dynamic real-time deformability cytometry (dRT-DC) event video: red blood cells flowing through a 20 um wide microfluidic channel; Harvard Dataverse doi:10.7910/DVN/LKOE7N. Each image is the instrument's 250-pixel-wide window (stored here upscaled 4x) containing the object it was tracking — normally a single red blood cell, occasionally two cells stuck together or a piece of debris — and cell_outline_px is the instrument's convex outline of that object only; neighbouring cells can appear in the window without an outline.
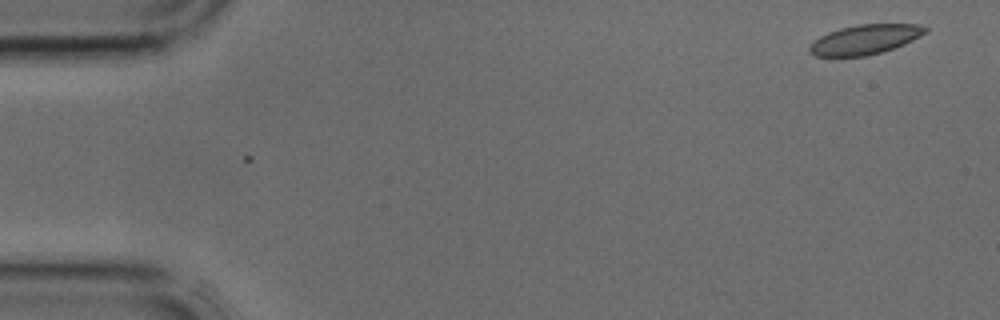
{"species": "common noctule bat (a hibernating species)", "species_latin": "Nyctalus noctula", "temperature_condition": "cold", "stored_images_in_passage": 4, "camera_frame_rate_fps": 3000, "um_per_image_px": 0.085, "animal": {"sex": "male", "body_mass_g": 17.9, "forearm_length_mm": 54.2}, "frame": {"image": 1, "passage_image": 1, "time_ms": 0.0, "image_size_px": [1000, 320], "cell_outline_px": [[928, 32], [904, 44], [880, 52], [864, 56], [816, 56], [808, 48], [820, 36], [828, 32], [840, 28], [856, 24], [920, 24], [928, 28]], "centroid_in_image_um": [73.56, 3.34], "position_along_channel_um": 11.4, "area_um2": 19.77}}
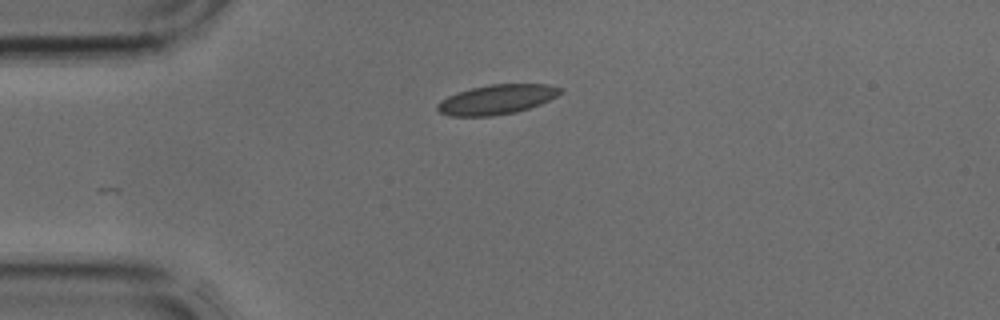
{"frame": {"image": 2, "passage_image": 3, "time_ms": 0.667, "image_size_px": [1000, 320], "cell_outline_px": [[564, 92], [540, 104], [516, 112], [492, 116], [448, 116], [440, 112], [436, 108], [436, 104], [440, 100], [456, 92], [488, 84], [548, 84], [564, 88]], "centroid_in_image_um": [42.22, 8.45], "position_along_channel_um": 42.8, "area_um2": 21.39}}